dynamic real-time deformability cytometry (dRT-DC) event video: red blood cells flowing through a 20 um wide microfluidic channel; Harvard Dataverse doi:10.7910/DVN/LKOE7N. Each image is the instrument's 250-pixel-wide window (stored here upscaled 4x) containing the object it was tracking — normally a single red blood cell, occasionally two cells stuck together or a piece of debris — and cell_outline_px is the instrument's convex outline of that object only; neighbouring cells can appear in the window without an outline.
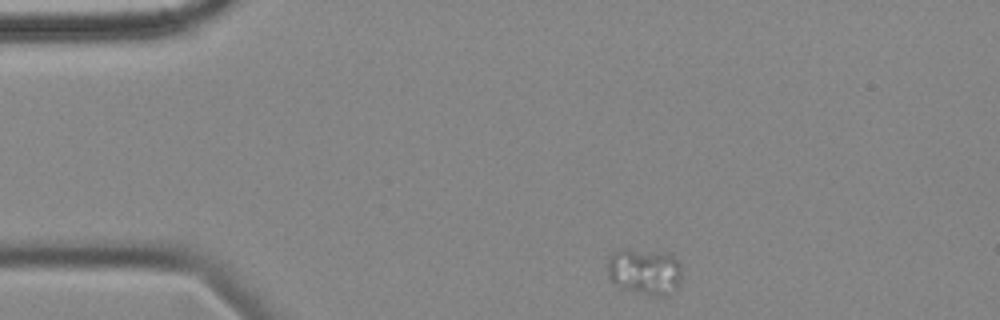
{"species": "common noctule bat (a hibernating species)", "species_latin": "Nyctalus noctula", "temperature_condition": "cold", "stored_images_in_passage": 2, "camera_frame_rate_fps": 3000, "um_per_image_px": 0.085, "animal": {"sex": "female", "body_mass_g": 18.4}, "frame": {"image": 1, "passage_image": 1, "time_ms": 0.0, "image_size_px": [1000, 320], "cell_outline_px": [[680, 280], [676, 292], [668, 296], [656, 296], [624, 288], [616, 284], [608, 276], [608, 256], [612, 252], [620, 248], [628, 248], [668, 252], [680, 264]], "centroid_in_image_um": [54.8, 23.05], "position_along_channel_um": 30.2, "area_um2": 20.4}}